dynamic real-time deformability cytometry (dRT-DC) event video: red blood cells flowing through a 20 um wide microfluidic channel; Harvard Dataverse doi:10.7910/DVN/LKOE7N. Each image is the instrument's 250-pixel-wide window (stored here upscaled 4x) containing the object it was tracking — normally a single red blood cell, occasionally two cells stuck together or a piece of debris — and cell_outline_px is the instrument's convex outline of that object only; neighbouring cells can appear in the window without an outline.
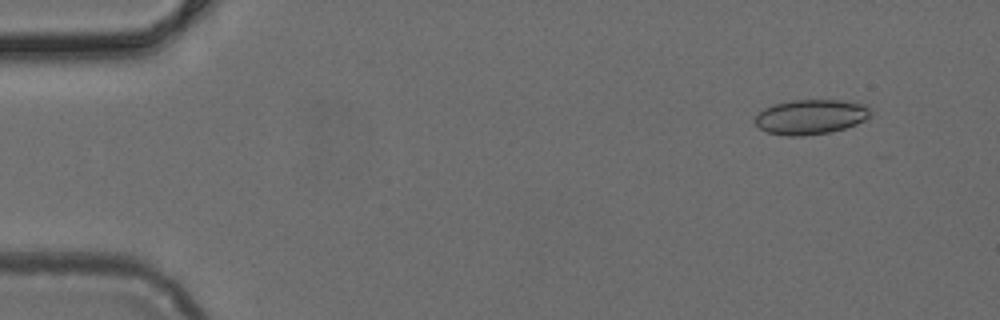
{"species": "common noctule bat (a hibernating species)", "species_latin": "Nyctalus noctula", "temperature_condition": "cold", "stored_images_in_passage": 7, "camera_frame_rate_fps": 3000, "um_per_image_px": 0.085, "animal": {"sex": "female", "body_mass_g": 24.6, "forearm_length_mm": 56.2}, "frame": {"image": 1, "passage_image": 2, "time_ms": 0.333, "image_size_px": [1000, 320], "cell_outline_px": [[872, 108], [868, 116], [864, 120], [856, 124], [844, 128], [828, 132], [804, 136], [788, 136], [768, 132], [760, 128], [752, 120], [764, 108], [772, 104], [792, 100], [840, 100], [868, 104]], "centroid_in_image_um": [68.91, 9.92], "position_along_channel_um": 16.1, "area_um2": 23.52}}
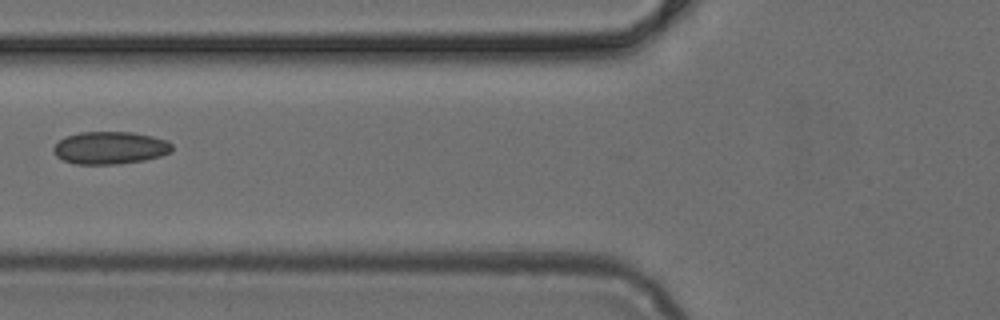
{"frame": {"image": 2, "passage_image": 6, "time_ms": 1.667, "image_size_px": [1000, 320], "cell_outline_px": [[172, 152], [160, 156], [144, 160], [116, 164], [76, 164], [64, 160], [56, 156], [52, 152], [52, 148], [64, 136], [80, 132], [132, 132], [152, 136], [168, 140], [172, 144]], "centroid_in_image_um": [9.35, 12.56], "position_along_channel_um": 116.4, "area_um2": 22.6}}
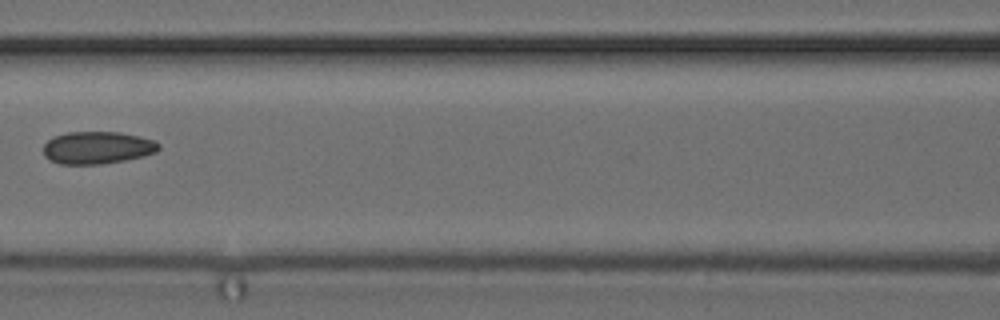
{"frame": {"image": 3, "passage_image": 7, "time_ms": 2.0, "image_size_px": [1000, 320], "cell_outline_px": [[160, 148], [156, 152], [144, 156], [124, 160], [100, 164], [60, 164], [48, 160], [44, 156], [44, 144], [48, 140], [56, 136], [68, 132], [120, 132], [140, 136], [156, 140], [160, 144]], "centroid_in_image_um": [8.3, 12.55], "position_along_channel_um": 158.3, "area_um2": 21.91}}